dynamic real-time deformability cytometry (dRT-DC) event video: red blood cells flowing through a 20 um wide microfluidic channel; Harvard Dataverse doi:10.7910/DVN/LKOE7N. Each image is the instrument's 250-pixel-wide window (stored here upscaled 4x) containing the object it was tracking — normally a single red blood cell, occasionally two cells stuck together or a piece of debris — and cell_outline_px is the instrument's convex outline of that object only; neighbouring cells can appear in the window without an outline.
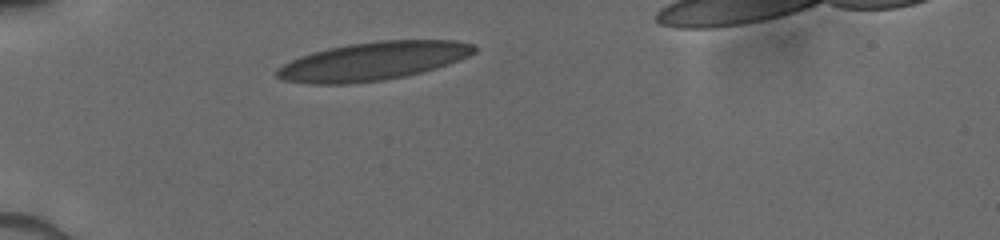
{"species": "human", "species_latin": "Homo sapiens", "temperature_condition": "cold", "stored_images_in_passage": 4, "camera_frame_rate_fps": 3000, "um_per_image_px": 0.085, "donor": {"sex": "male"}, "frame": {"image": 1, "passage_image": 1, "time_ms": 0.0, "image_size_px": [1000, 240], "cell_outline_px": [[476, 52], [468, 56], [448, 64], [436, 68], [404, 76], [384, 80], [344, 84], [308, 84], [284, 80], [276, 76], [276, 68], [300, 56], [312, 52], [328, 48], [348, 44], [376, 40], [452, 40], [476, 44]], "centroid_in_image_um": [31.7, 5.19], "position_along_channel_um": 53.3, "area_um2": 44.1}}
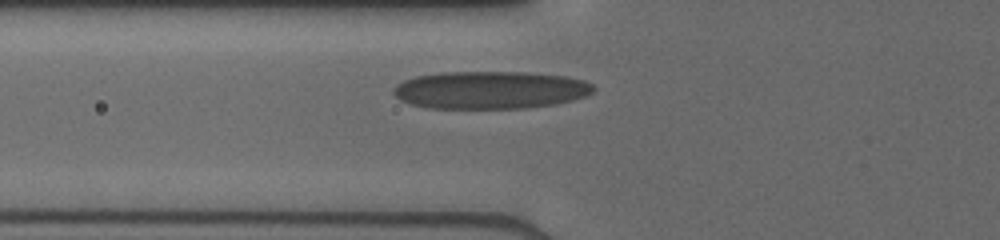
{"frame": {"image": 2, "passage_image": 3, "time_ms": 1.333, "image_size_px": [1000, 240], "cell_outline_px": [[596, 88], [592, 92], [584, 96], [572, 100], [556, 104], [528, 108], [428, 108], [412, 104], [400, 100], [392, 92], [392, 88], [396, 84], [404, 80], [416, 76], [440, 72], [524, 72], [568, 76], [584, 80], [592, 84]], "centroid_in_image_um": [41.67, 7.64], "position_along_channel_um": 84.1, "area_um2": 44.16}}